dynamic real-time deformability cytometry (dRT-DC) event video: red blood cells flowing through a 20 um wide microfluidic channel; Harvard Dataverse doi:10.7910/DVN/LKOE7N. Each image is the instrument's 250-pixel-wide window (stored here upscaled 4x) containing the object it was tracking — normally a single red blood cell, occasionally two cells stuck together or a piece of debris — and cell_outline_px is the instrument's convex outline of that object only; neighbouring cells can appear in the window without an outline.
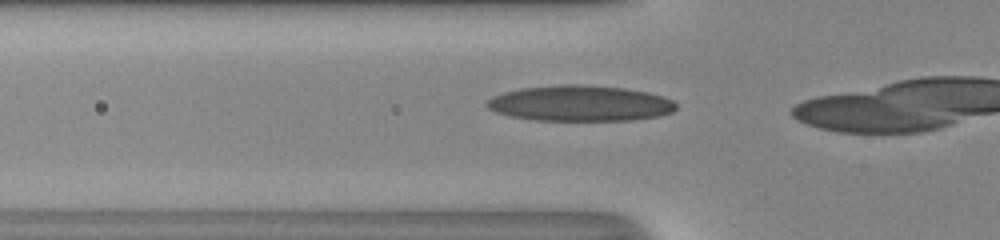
{"species": "human", "species_latin": "Homo sapiens", "temperature_condition": "room temperature", "stored_images_in_passage": 6, "camera_frame_rate_fps": 3000, "um_per_image_px": 0.085, "donor": {"sex": "male"}, "frame": {"image": 1, "passage_image": 2, "time_ms": 0.333, "image_size_px": [1000, 240], "cell_outline_px": [[676, 108], [672, 112], [660, 116], [632, 120], [536, 120], [512, 116], [496, 112], [488, 108], [484, 104], [492, 96], [504, 92], [520, 88], [564, 84], [580, 84], [624, 88], [648, 92], [672, 100], [676, 104]], "centroid_in_image_um": [49.3, 8.78], "position_along_channel_um": 76.5, "area_um2": 39.3}}